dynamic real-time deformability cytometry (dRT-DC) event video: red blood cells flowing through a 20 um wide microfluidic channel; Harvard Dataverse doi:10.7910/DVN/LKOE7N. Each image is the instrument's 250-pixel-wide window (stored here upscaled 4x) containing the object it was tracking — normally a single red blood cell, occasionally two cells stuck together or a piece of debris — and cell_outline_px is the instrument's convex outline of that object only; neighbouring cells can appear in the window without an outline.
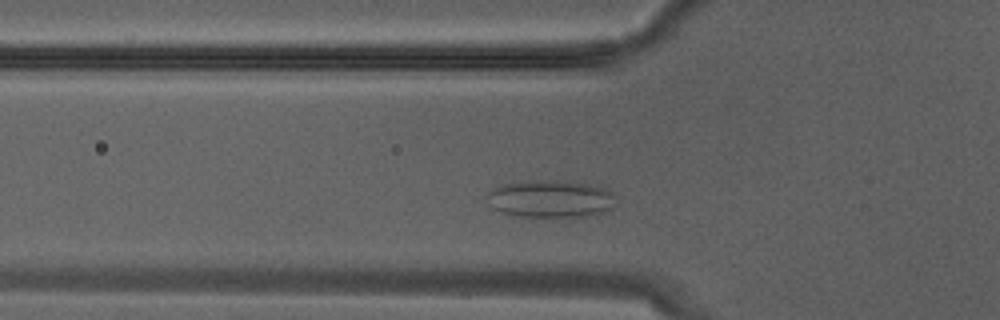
{"species": "Egyptian fruit bat (a non-hibernating species)", "species_latin": "Rousettus aegyptiacus", "temperature_condition": "warm", "stored_images_in_passage": 15, "camera_frame_rate_fps": 3000, "um_per_image_px": 0.085, "animal": {"sex": "male"}, "frame": {"image": 1, "passage_image": 5, "time_ms": 1.333, "image_size_px": [1000, 320], "cell_outline_px": [[612, 208], [604, 212], [588, 216], [520, 216], [500, 212], [492, 208], [484, 196], [488, 192], [496, 188], [508, 184], [524, 180], [552, 180], [600, 184], [612, 192]], "centroid_in_image_um": [46.79, 16.88], "position_along_channel_um": 79.0, "area_um2": 28.15}}
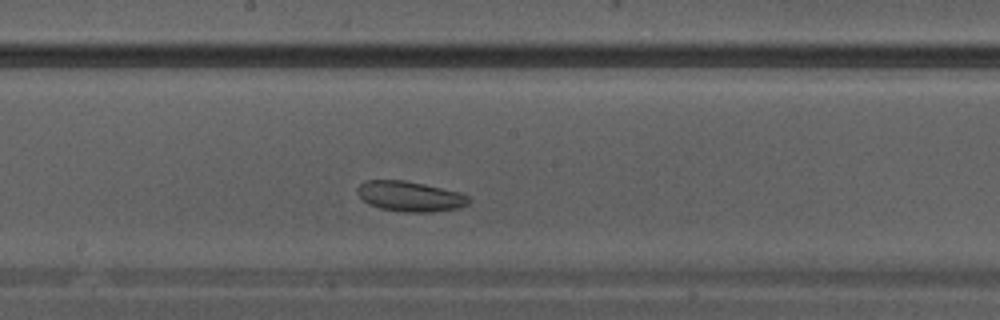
{"frame": {"image": 2, "passage_image": 11, "time_ms": 3.333, "image_size_px": [1000, 320], "cell_outline_px": [[472, 200], [468, 204], [460, 208], [432, 212], [404, 212], [380, 208], [368, 204], [356, 192], [356, 188], [364, 180], [404, 180], [424, 184], [460, 192], [468, 196]], "centroid_in_image_um": [34.86, 16.69], "position_along_channel_um": 213.3, "area_um2": 19.77}}
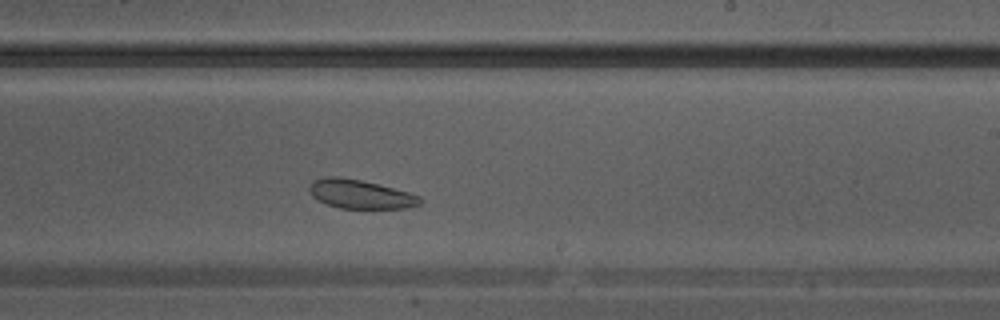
{"frame": {"image": 3, "passage_image": 13, "time_ms": 4.0, "image_size_px": [1000, 320], "cell_outline_px": [[424, 200], [420, 204], [408, 208], [340, 208], [328, 204], [312, 196], [308, 188], [312, 180], [328, 176], [340, 176], [360, 180], [408, 192], [420, 196]], "centroid_in_image_um": [30.63, 16.5], "position_along_channel_um": 258.4, "area_um2": 18.5}}